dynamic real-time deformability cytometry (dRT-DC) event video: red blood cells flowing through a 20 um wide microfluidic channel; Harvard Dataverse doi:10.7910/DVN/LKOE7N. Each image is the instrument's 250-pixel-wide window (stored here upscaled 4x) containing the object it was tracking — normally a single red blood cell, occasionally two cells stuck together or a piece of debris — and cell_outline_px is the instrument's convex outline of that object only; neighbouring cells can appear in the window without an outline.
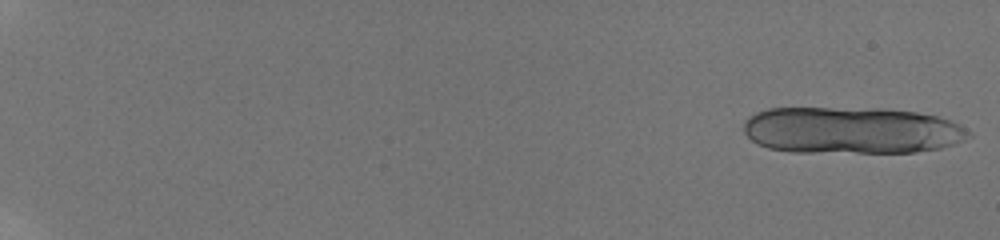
{"species": "human", "species_latin": "Homo sapiens", "temperature_condition": "room temperature", "stored_images_in_passage": 12, "camera_frame_rate_fps": 3000, "um_per_image_px": 0.085, "donor": {"sex": "male"}, "frame": {"image": 1, "passage_image": 1, "time_ms": 0.0, "image_size_px": [1000, 240], "cell_outline_px": [[972, 136], [964, 140], [940, 148], [916, 152], [792, 152], [768, 148], [756, 144], [744, 132], [744, 120], [748, 116], [756, 112], [768, 108], [884, 108], [916, 112], [936, 116], [960, 124], [972, 132]], "centroid_in_image_um": [72.37, 11.07], "position_along_channel_um": 12.6, "area_um2": 61.9}}